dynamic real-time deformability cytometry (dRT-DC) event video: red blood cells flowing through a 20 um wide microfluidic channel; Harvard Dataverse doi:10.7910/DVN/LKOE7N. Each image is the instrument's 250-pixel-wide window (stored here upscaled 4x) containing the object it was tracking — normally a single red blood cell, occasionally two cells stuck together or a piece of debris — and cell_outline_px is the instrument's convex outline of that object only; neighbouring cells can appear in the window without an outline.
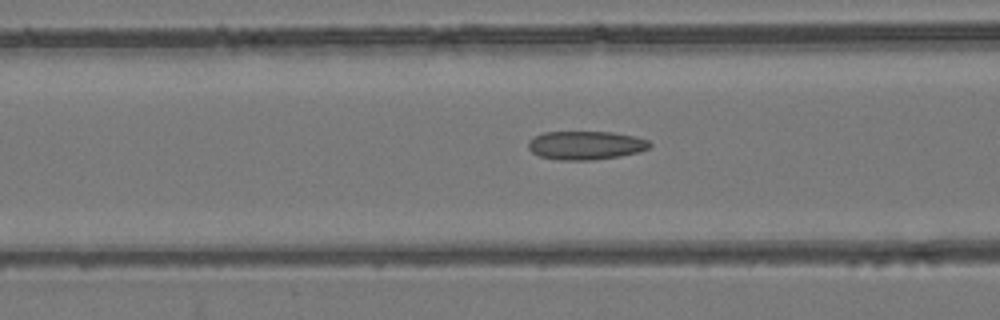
{"species": "common noctule bat (a hibernating species)", "species_latin": "Nyctalus noctula", "temperature_condition": "room temperature", "stored_images_in_passage": 54, "camera_frame_rate_fps": 3000, "um_per_image_px": 0.085, "animal": {"sex": "female", "body_mass_g": 24.6, "forearm_length_mm": 56.2}, "frame": {"image": 1, "passage_image": 22, "time_ms": 7.0, "image_size_px": [1000, 320], "cell_outline_px": [[652, 144], [648, 148], [640, 152], [620, 156], [596, 160], [560, 160], [540, 156], [532, 152], [528, 148], [528, 140], [544, 132], [612, 132], [636, 136], [648, 140]], "centroid_in_image_um": [49.81, 12.35], "position_along_channel_um": 116.8, "area_um2": 20.35}}
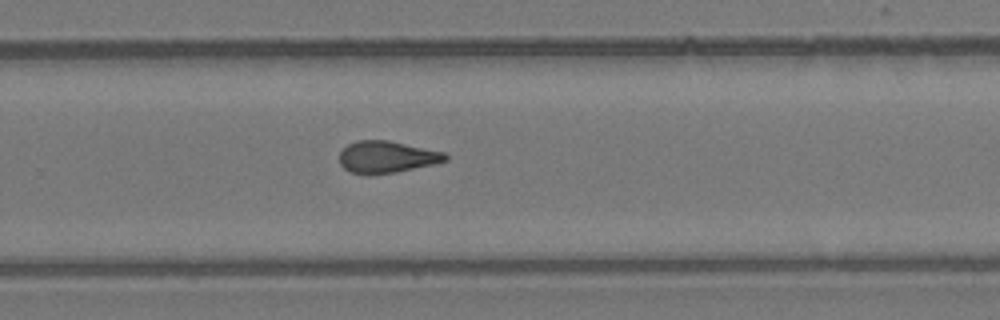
{"frame": {"image": 2, "passage_image": 36, "time_ms": 11.667, "image_size_px": [1000, 320], "cell_outline_px": [[448, 160], [432, 164], [396, 172], [368, 176], [348, 172], [340, 164], [340, 152], [348, 144], [356, 140], [388, 140], [444, 152], [448, 156]], "centroid_in_image_um": [32.83, 13.36], "position_along_channel_um": 297.0, "area_um2": 19.83}}
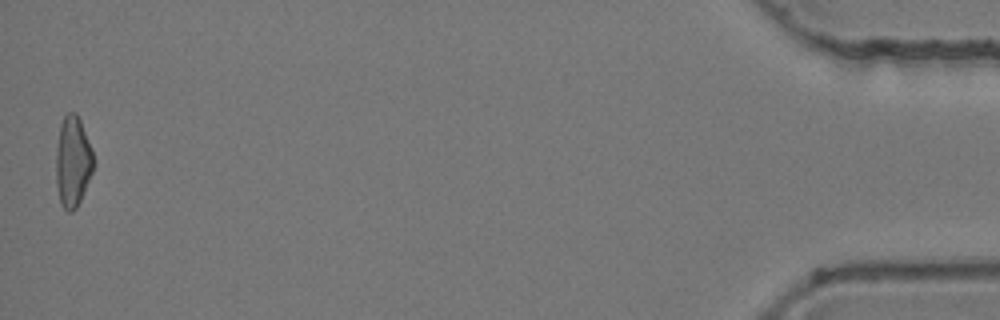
{"frame": {"image": 3, "passage_image": 54, "time_ms": 17.667, "image_size_px": [1000, 320], "cell_outline_px": [[92, 172], [80, 200], [76, 208], [72, 212], [68, 212], [60, 204], [56, 184], [56, 148], [60, 124], [64, 116], [68, 112], [76, 112], [80, 120], [92, 148]], "centroid_in_image_um": [6.16, 13.73], "position_along_channel_um": 429.0, "area_um2": 19.71}, "authors_computed_cell_mechanics": {"area_um2": 19.9699, "velocity_mm_per_s": 3.8693, "shape_relaxation_time_tau1_ms": null, "shape_relaxation_time_tau2_ms": 2.5405, "deformation_change_tau1": null, "deformation_change_tau2": 0.1099}}